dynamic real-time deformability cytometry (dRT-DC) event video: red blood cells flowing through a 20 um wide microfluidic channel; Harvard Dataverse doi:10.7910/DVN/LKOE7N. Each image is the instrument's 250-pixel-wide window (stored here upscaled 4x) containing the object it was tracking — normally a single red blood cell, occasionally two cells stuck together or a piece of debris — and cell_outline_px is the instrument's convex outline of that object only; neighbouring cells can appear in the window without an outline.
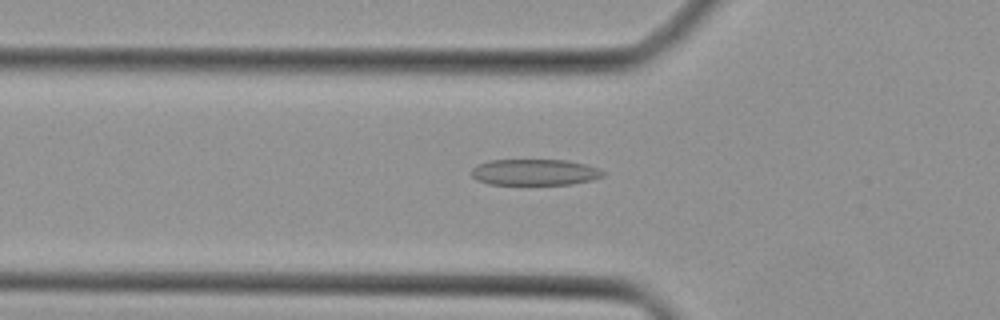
{"species": "Egyptian fruit bat (a non-hibernating species)", "species_latin": "Rousettus aegyptiacus", "temperature_condition": "cold", "stored_images_in_passage": 43, "camera_frame_rate_fps": 3000, "um_per_image_px": 0.085, "animal": {"sex": "female"}, "frame": {"image": 1, "passage_image": 14, "time_ms": 4.333, "image_size_px": [1000, 320], "cell_outline_px": [[604, 176], [592, 180], [572, 184], [488, 184], [476, 180], [472, 176], [472, 168], [476, 164], [488, 160], [568, 160], [584, 164], [596, 168], [604, 172]], "centroid_in_image_um": [45.41, 14.63], "position_along_channel_um": 80.4, "area_um2": 20.06}}
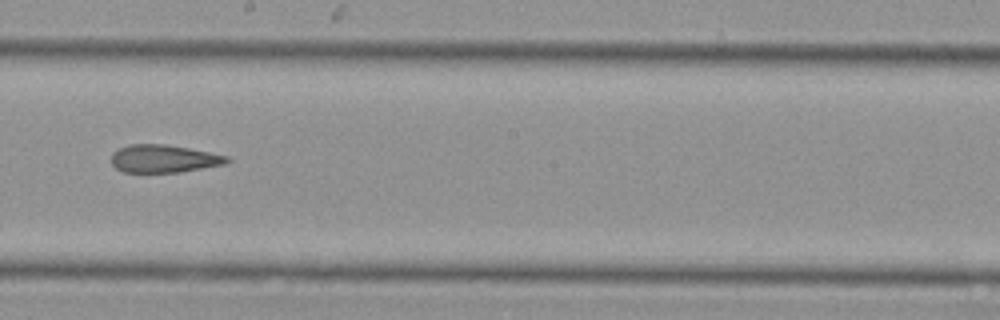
{"frame": {"image": 2, "passage_image": 24, "time_ms": 7.667, "image_size_px": [1000, 320], "cell_outline_px": [[232, 160], [228, 164], [180, 172], [124, 172], [116, 168], [112, 164], [112, 152], [128, 144], [164, 144], [188, 148], [228, 156]], "centroid_in_image_um": [13.95, 13.49], "position_along_channel_um": 234.2, "area_um2": 18.79}}
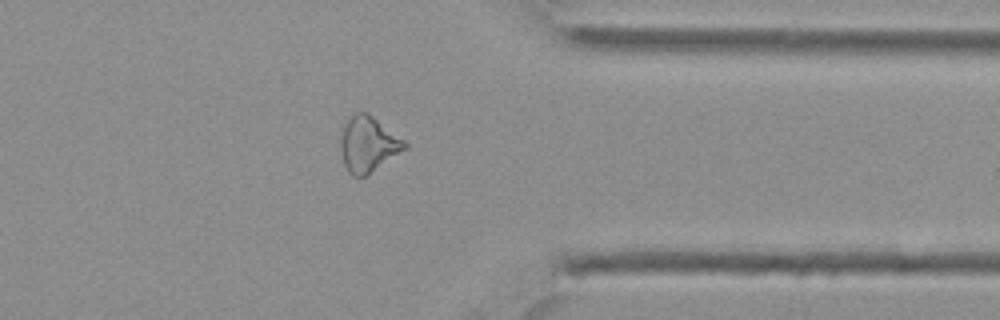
{"frame": {"image": 3, "passage_image": 34, "time_ms": 11.0, "image_size_px": [1000, 320], "cell_outline_px": [[408, 148], [368, 176], [352, 176], [348, 172], [344, 164], [340, 144], [340, 140], [344, 124], [356, 112], [368, 112], [404, 140], [408, 144]], "centroid_in_image_um": [31.32, 12.29], "position_along_channel_um": 380.1, "area_um2": 20.87}}